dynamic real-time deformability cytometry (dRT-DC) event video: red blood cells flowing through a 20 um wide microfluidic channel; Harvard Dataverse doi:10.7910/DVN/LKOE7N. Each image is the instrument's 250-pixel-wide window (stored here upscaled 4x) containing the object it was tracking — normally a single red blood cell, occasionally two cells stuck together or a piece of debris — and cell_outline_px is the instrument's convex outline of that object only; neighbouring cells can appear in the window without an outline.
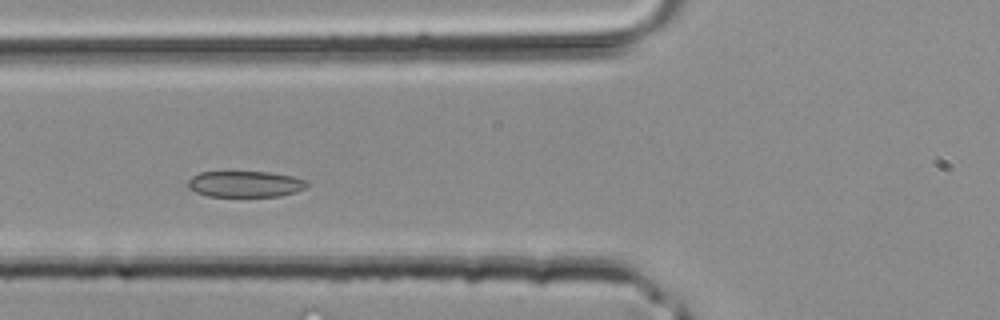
{"species": "common noctule bat (a hibernating species)", "species_latin": "Nyctalus noctula", "temperature_condition": "room temperature", "stored_images_in_passage": 15, "camera_frame_rate_fps": 3000, "um_per_image_px": 0.085, "animal": {"sex": "male", "body_mass_g": 20.4}, "frame": {"image": 1, "passage_image": 5, "time_ms": 1.333, "image_size_px": [1000, 320], "cell_outline_px": [[308, 188], [296, 192], [280, 196], [208, 196], [196, 192], [188, 188], [188, 180], [192, 176], [200, 172], [268, 172], [292, 176], [308, 180]], "centroid_in_image_um": [20.88, 15.64], "position_along_channel_um": 104.9, "area_um2": 18.21}}
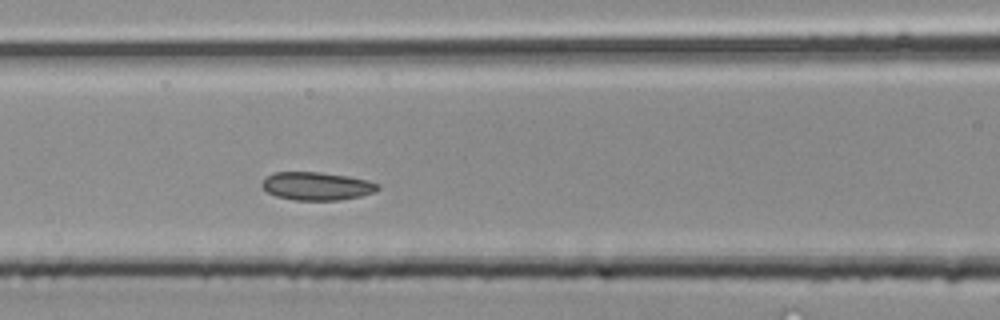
{"frame": {"image": 2, "passage_image": 7, "time_ms": 2.0, "image_size_px": [1000, 320], "cell_outline_px": [[380, 188], [376, 192], [360, 196], [340, 200], [292, 200], [276, 196], [268, 192], [260, 184], [272, 172], [320, 172], [348, 176], [368, 180], [380, 184]], "centroid_in_image_um": [26.96, 15.82], "position_along_channel_um": 139.6, "area_um2": 19.07}}
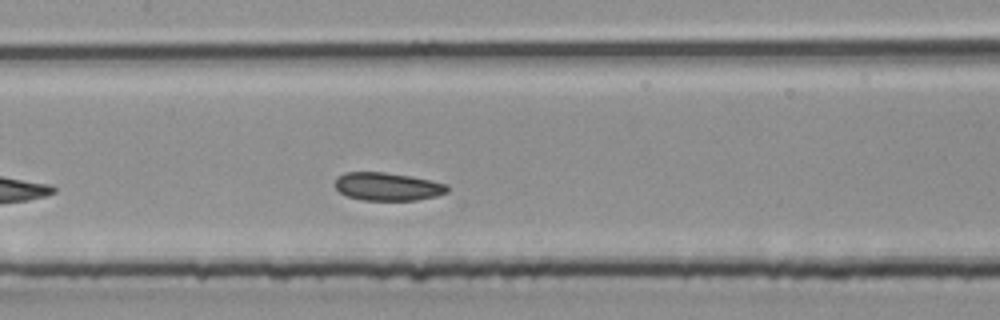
{"frame": {"image": 3, "passage_image": 9, "time_ms": 2.667, "image_size_px": [1000, 320], "cell_outline_px": [[448, 192], [436, 196], [416, 200], [364, 200], [348, 196], [340, 192], [332, 184], [336, 176], [344, 172], [384, 172], [412, 176], [448, 184]], "centroid_in_image_um": [32.91, 15.84], "position_along_channel_um": 174.5, "area_um2": 18.55}}